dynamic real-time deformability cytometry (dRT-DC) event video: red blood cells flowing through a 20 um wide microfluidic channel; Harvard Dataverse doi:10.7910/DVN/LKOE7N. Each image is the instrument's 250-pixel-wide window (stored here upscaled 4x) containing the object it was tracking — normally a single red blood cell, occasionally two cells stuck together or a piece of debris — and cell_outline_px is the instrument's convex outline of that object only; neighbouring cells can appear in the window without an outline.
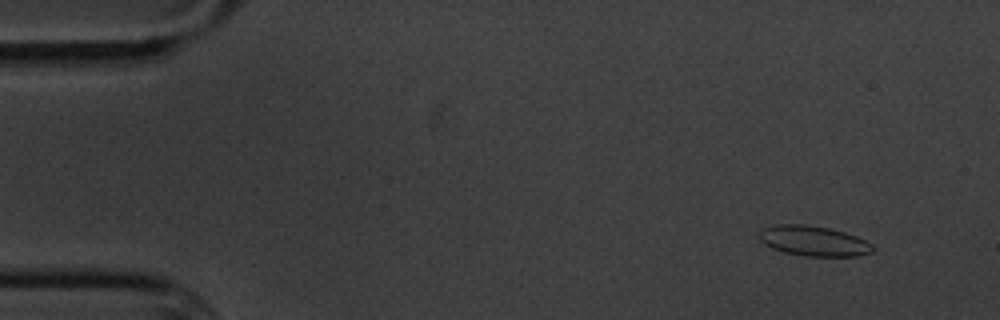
{"species": "common noctule bat (a hibernating species)", "species_latin": "Nyctalus noctula", "temperature_condition": "cold", "stored_images_in_passage": 6, "camera_frame_rate_fps": 3000, "um_per_image_px": 0.085, "animal": {"sex": "male", "body_mass_g": 20.1, "forearm_length_mm": 53.5}, "frame": {"image": 1, "passage_image": 2, "time_ms": 1.0, "image_size_px": [1000, 320], "cell_outline_px": [[876, 248], [872, 252], [860, 256], [804, 256], [784, 252], [772, 248], [764, 244], [760, 240], [760, 232], [764, 228], [776, 224], [804, 224], [828, 228], [844, 232], [856, 236], [872, 244]], "centroid_in_image_um": [69.18, 20.49], "position_along_channel_um": 15.8, "area_um2": 19.94}}
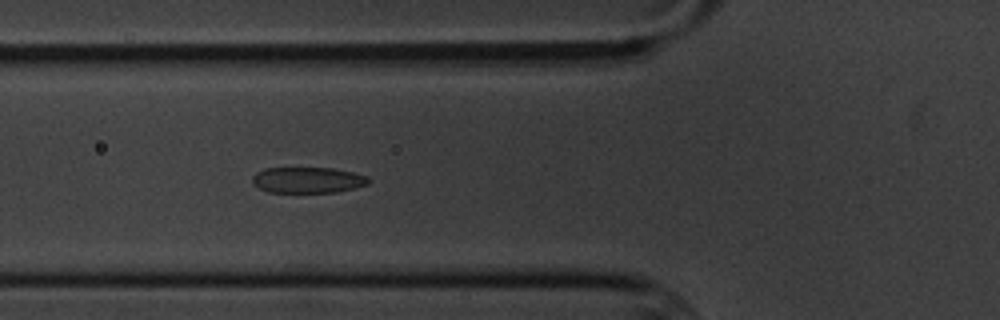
{"frame": {"image": 2, "passage_image": 6, "time_ms": 6.333, "image_size_px": [1000, 320], "cell_outline_px": [[372, 180], [368, 184], [356, 188], [336, 192], [268, 192], [252, 184], [252, 176], [256, 172], [264, 168], [332, 168], [352, 172], [368, 176]], "centroid_in_image_um": [26.17, 15.3], "position_along_channel_um": 99.6, "area_um2": 17.69}}